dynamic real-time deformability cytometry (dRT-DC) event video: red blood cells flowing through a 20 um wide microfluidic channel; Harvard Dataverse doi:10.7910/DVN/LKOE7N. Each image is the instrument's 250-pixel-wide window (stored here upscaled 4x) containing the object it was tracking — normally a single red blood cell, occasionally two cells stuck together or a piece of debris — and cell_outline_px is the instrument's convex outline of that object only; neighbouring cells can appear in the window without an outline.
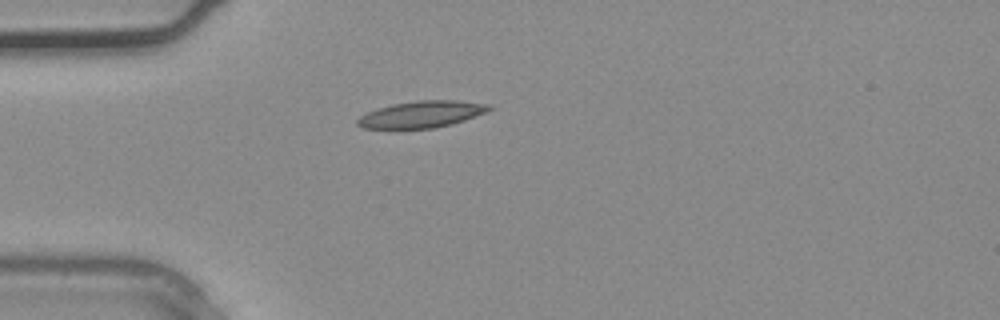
{"species": "common noctule bat (a hibernating species)", "species_latin": "Nyctalus noctula", "temperature_condition": "warm", "stored_images_in_passage": 27, "camera_frame_rate_fps": 3000, "um_per_image_px": 0.085, "animal": {"sex": "male", "body_mass_g": 20.4}, "frame": {"image": 1, "passage_image": 1, "time_ms": 0.0, "image_size_px": [1000, 320], "cell_outline_px": [[492, 108], [484, 112], [464, 120], [452, 124], [432, 128], [360, 128], [356, 124], [356, 120], [360, 116], [376, 108], [392, 104], [416, 100], [456, 100], [492, 104]], "centroid_in_image_um": [35.81, 9.7], "position_along_channel_um": 49.2, "area_um2": 20.4}}
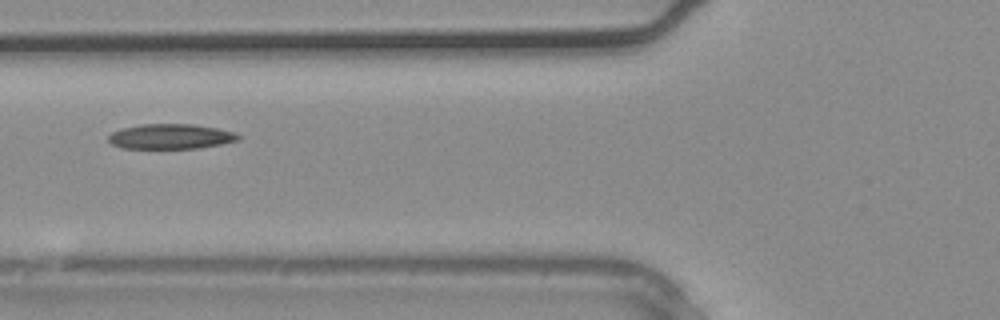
{"frame": {"image": 2, "passage_image": 5, "time_ms": 1.333, "image_size_px": [1000, 320], "cell_outline_px": [[240, 140], [220, 144], [196, 148], [124, 148], [112, 144], [108, 140], [108, 136], [112, 132], [120, 128], [140, 124], [192, 124], [216, 128], [236, 132], [240, 136]], "centroid_in_image_um": [14.5, 11.59], "position_along_channel_um": 111.3, "area_um2": 18.9}}